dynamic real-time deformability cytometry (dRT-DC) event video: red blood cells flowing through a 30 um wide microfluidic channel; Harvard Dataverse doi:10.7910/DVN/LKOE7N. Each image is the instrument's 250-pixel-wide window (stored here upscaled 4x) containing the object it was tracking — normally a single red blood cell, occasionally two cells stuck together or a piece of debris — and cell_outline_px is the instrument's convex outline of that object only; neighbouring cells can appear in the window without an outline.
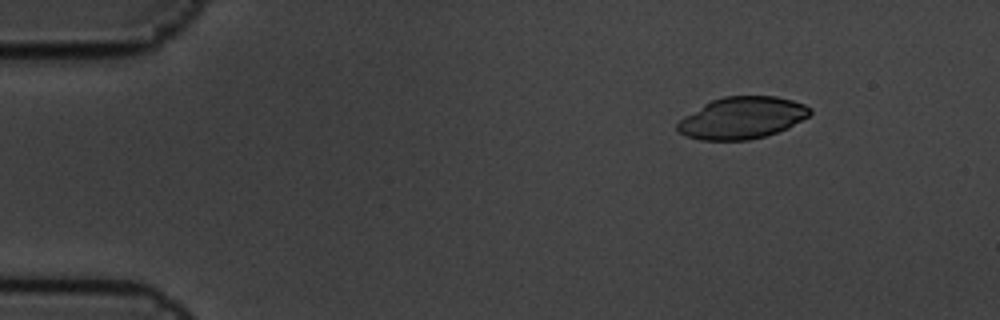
{"species": "common noctule bat (a hibernating species)", "species_latin": "Nyctalus noctula", "temperature_condition": "cold", "stored_images_in_passage": 6, "camera_frame_rate_fps": 3000, "um_per_image_px": 0.085, "animal": {"sex": "male", "body_mass_g": 19.5, "forearm_length_mm": 54.6}, "frame": {"image": 1, "passage_image": 2, "time_ms": 0.333, "image_size_px": [1000, 320], "cell_outline_px": [[812, 112], [808, 116], [788, 128], [764, 136], [748, 140], [700, 140], [688, 136], [680, 132], [676, 128], [676, 124], [684, 116], [704, 104], [712, 100], [724, 96], [776, 96], [792, 100], [804, 104], [812, 108]], "centroid_in_image_um": [63.08, 10.01], "position_along_channel_um": 21.9, "area_um2": 32.19}}